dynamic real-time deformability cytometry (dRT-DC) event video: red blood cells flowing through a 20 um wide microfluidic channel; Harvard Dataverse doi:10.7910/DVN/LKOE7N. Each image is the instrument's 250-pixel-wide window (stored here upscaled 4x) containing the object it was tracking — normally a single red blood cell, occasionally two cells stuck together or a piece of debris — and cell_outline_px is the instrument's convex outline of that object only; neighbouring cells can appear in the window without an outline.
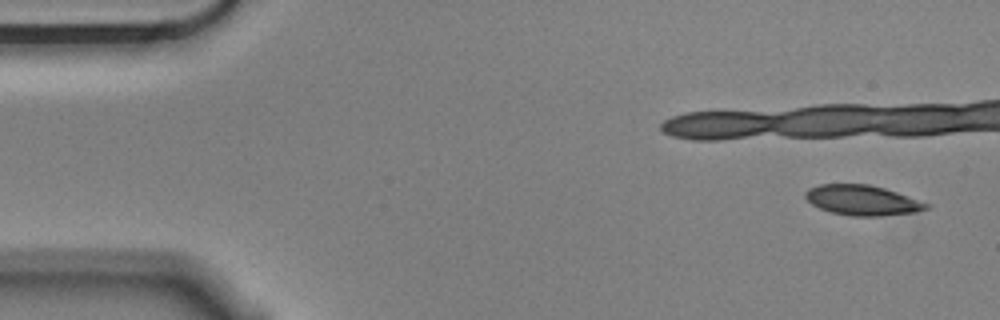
{"species": "Egyptian fruit bat (a non-hibernating species)", "species_latin": "Rousettus aegyptiacus", "temperature_condition": "cold", "stored_images_in_passage": 7, "camera_frame_rate_fps": 3000, "um_per_image_px": 0.085, "animal": {"sex": "male"}, "frame": {"image": 1, "passage_image": 1, "time_ms": 0.0, "image_size_px": [1000, 320], "cell_outline_px": [[932, 204], [928, 208], [916, 212], [880, 216], [852, 216], [832, 212], [820, 208], [812, 204], [804, 196], [804, 192], [808, 188], [820, 184], [868, 184], [884, 188]], "centroid_in_image_um": [73.3, 17.02], "position_along_channel_um": 11.7, "area_um2": 21.21}}